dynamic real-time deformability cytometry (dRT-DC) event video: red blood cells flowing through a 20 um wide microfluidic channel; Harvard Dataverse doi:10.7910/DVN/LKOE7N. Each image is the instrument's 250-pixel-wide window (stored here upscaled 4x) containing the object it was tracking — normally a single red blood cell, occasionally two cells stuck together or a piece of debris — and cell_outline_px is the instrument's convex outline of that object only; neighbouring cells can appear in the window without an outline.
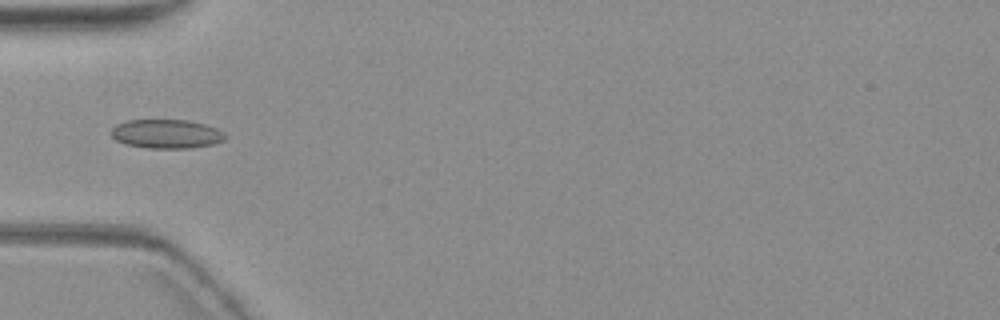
{"species": "common noctule bat (a hibernating species)", "species_latin": "Nyctalus noctula", "temperature_condition": "warm", "stored_images_in_passage": 7, "camera_frame_rate_fps": 3000, "um_per_image_px": 0.085, "animal": {"sex": "female", "body_mass_g": 19.3, "forearm_length_mm": 54.1}, "frame": {"image": 1, "passage_image": 6, "time_ms": 5.667, "image_size_px": [1000, 320], "cell_outline_px": [[228, 136], [224, 140], [212, 144], [192, 148], [148, 148], [124, 144], [116, 140], [112, 136], [112, 128], [116, 124], [128, 120], [188, 120], [204, 124], [216, 128], [224, 132]], "centroid_in_image_um": [14.16, 11.38], "position_along_channel_um": 70.8, "area_um2": 19.31}}
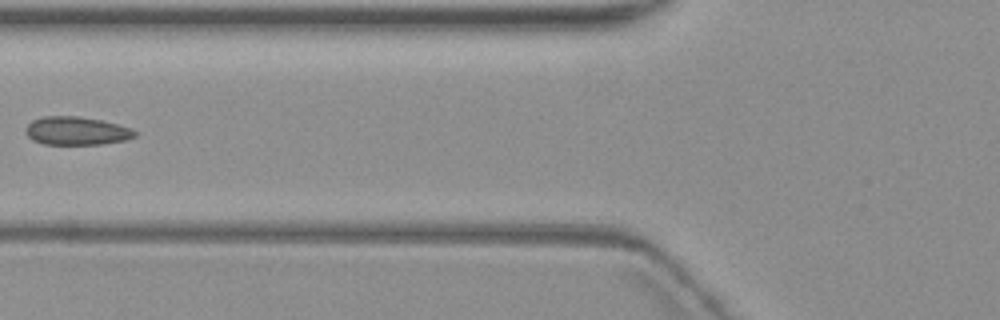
{"frame": {"image": 2, "passage_image": 7, "time_ms": 7.0, "image_size_px": [1000, 320], "cell_outline_px": [[136, 136], [124, 140], [100, 144], [44, 144], [32, 140], [24, 132], [24, 128], [32, 120], [40, 116], [80, 116], [100, 120], [132, 128], [136, 132]], "centroid_in_image_um": [6.45, 11.11], "position_along_channel_um": 119.4, "area_um2": 18.03}}